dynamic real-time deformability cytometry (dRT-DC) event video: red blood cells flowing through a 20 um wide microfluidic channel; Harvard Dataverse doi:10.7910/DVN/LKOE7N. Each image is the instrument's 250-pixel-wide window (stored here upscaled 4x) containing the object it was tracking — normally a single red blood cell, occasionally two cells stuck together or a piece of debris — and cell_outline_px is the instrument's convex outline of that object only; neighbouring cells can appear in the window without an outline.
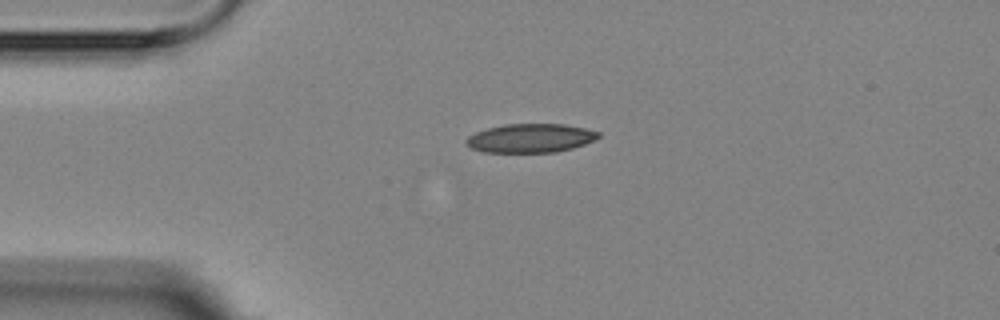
{"species": "Egyptian fruit bat (a non-hibernating species)", "species_latin": "Rousettus aegyptiacus", "temperature_condition": "room temperature", "stored_images_in_passage": 2, "camera_frame_rate_fps": 3000, "um_per_image_px": 0.085, "animal": {"sex": "female"}, "frame": {"image": 1, "passage_image": 1, "time_ms": 0.0, "image_size_px": [1000, 320], "cell_outline_px": [[600, 136], [596, 140], [572, 148], [556, 152], [484, 152], [472, 148], [464, 144], [464, 140], [468, 136], [476, 132], [488, 128], [504, 124], [564, 124], [584, 128], [600, 132]], "centroid_in_image_um": [45.08, 11.74], "position_along_channel_um": 39.9, "area_um2": 22.25}}